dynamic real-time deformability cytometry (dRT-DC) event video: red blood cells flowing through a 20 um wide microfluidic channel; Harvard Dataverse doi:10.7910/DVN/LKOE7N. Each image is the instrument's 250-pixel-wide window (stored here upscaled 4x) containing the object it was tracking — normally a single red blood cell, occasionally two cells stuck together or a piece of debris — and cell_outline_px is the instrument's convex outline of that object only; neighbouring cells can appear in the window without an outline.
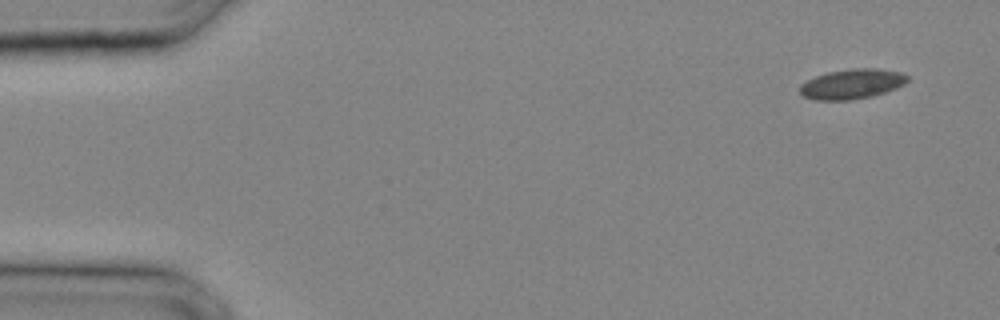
{"species": "common noctule bat (a hibernating species)", "species_latin": "Nyctalus noctula", "temperature_condition": "cold", "stored_images_in_passage": 29, "camera_frame_rate_fps": 3000, "um_per_image_px": 0.085, "animal": {"sex": "male", "body_mass_g": 20.4}, "frame": {"image": 1, "passage_image": 1, "time_ms": 0.0, "image_size_px": [1000, 320], "cell_outline_px": [[908, 80], [904, 84], [896, 88], [872, 96], [848, 100], [816, 100], [804, 96], [800, 92], [800, 84], [816, 76], [828, 72], [856, 68], [872, 68], [900, 72], [908, 76]], "centroid_in_image_um": [72.41, 7.14], "position_along_channel_um": 12.6, "area_um2": 18.5}}
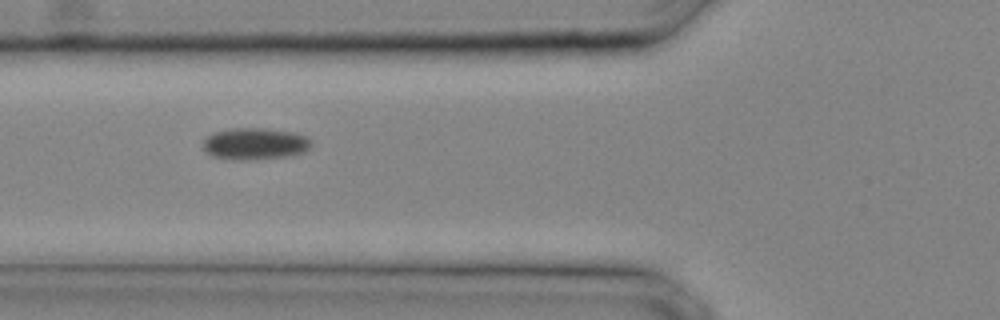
{"frame": {"image": 2, "passage_image": 11, "time_ms": 3.333, "image_size_px": [1000, 320], "cell_outline_px": [[312, 144], [304, 152], [292, 156], [252, 160], [224, 160], [212, 156], [204, 152], [204, 140], [208, 136], [216, 132], [236, 128], [260, 128], [292, 132], [308, 136], [312, 140]], "centroid_in_image_um": [21.69, 12.25], "position_along_channel_um": 104.1, "area_um2": 20.29}}
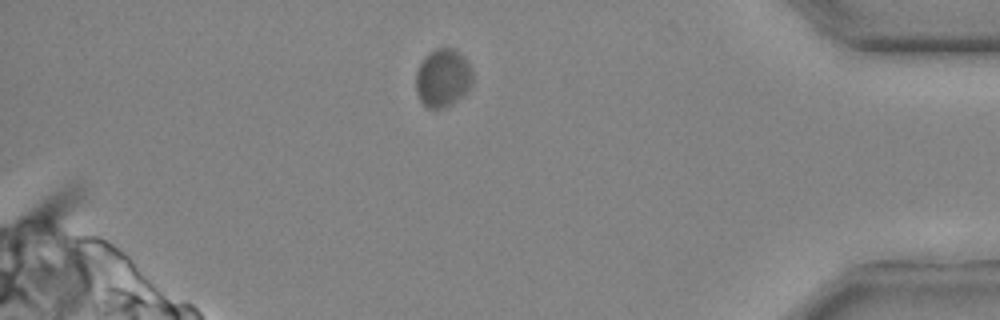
{"frame": {"image": 3, "passage_image": 27, "time_ms": 8.667, "image_size_px": [1000, 320], "cell_outline_px": [[472, 84], [452, 104], [440, 108], [428, 108], [420, 100], [416, 92], [416, 72], [420, 64], [428, 52], [436, 48], [452, 48], [464, 56], [472, 72]], "centroid_in_image_um": [37.62, 6.61], "position_along_channel_um": 397.6, "area_um2": 18.96}}